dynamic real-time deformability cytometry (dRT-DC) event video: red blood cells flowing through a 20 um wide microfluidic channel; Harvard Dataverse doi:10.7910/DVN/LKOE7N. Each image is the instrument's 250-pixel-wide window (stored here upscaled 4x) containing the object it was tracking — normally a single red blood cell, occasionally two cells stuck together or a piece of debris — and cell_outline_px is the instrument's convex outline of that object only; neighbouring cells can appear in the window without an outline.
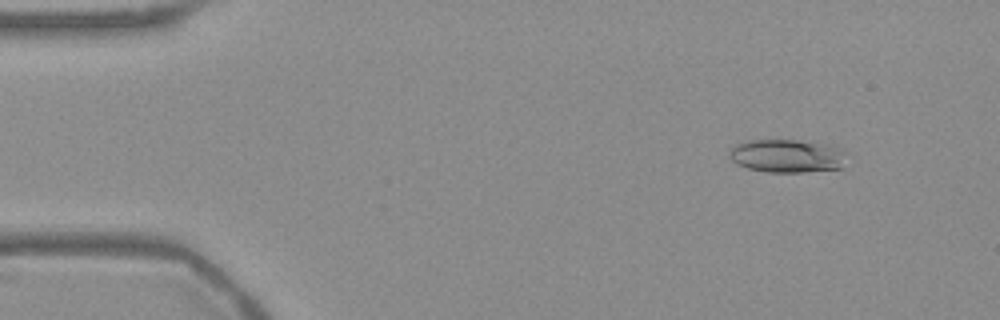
{"species": "Egyptian fruit bat (a non-hibernating species)", "species_latin": "Rousettus aegyptiacus", "temperature_condition": "warm", "stored_images_in_passage": 54, "camera_frame_rate_fps": 3000, "um_per_image_px": 0.085, "frame": {"image": 1, "passage_image": 6, "time_ms": 1.667, "image_size_px": [1000, 320], "cell_outline_px": [[844, 152], [840, 168], [804, 172], [768, 172], [748, 168], [736, 164], [728, 156], [732, 148], [736, 144], [752, 140], [796, 140], [832, 144], [840, 148]], "centroid_in_image_um": [66.87, 13.24], "position_along_channel_um": 18.1, "area_um2": 22.54}}
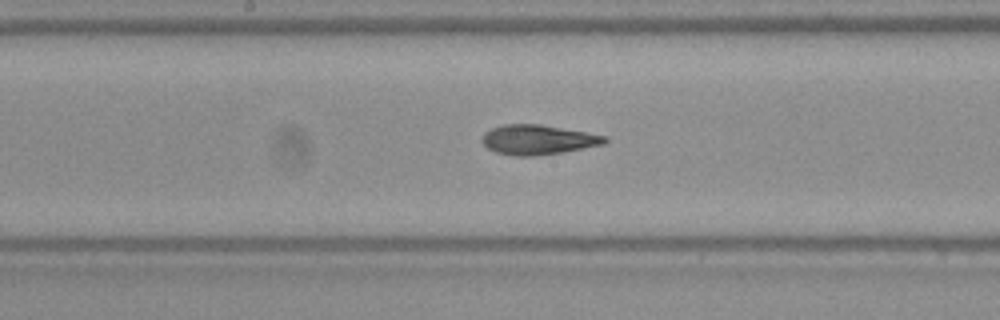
{"frame": {"image": 2, "passage_image": 28, "time_ms": 9.0, "image_size_px": [1000, 320], "cell_outline_px": [[608, 140], [604, 144], [564, 152], [532, 156], [516, 156], [496, 152], [488, 148], [480, 140], [484, 132], [492, 128], [504, 124], [540, 124], [608, 136]], "centroid_in_image_um": [45.72, 11.87], "position_along_channel_um": 202.5, "area_um2": 21.27}}
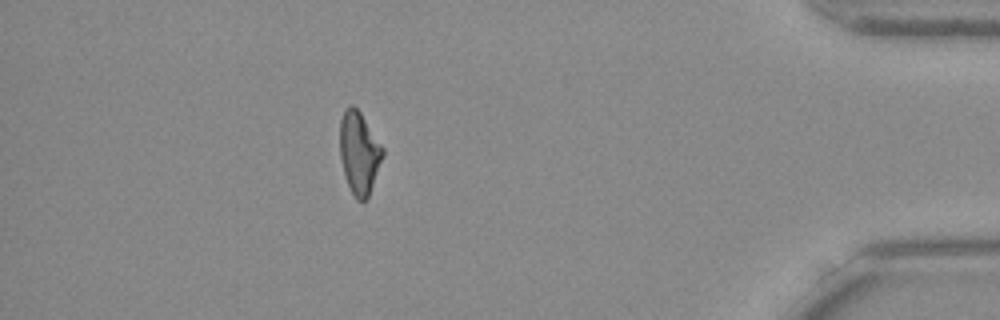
{"frame": {"image": 3, "passage_image": 48, "time_ms": 15.667, "image_size_px": [1000, 320], "cell_outline_px": [[384, 156], [368, 200], [364, 204], [356, 200], [348, 184], [344, 172], [340, 156], [340, 120], [344, 112], [352, 104], [360, 112], [384, 148]], "centroid_in_image_um": [30.56, 13.06], "position_along_channel_um": 404.6, "area_um2": 20.69}, "authors_computed_cell_mechanics": {"area_um2": 21.1259, "velocity_mm_per_s": 3.77, "shape_relaxation_time_tau1_ms": null, "shape_relaxation_time_tau2_ms": 2.6429, "deformation_change_tau1": null, "deformation_change_tau2": 0.1106}}